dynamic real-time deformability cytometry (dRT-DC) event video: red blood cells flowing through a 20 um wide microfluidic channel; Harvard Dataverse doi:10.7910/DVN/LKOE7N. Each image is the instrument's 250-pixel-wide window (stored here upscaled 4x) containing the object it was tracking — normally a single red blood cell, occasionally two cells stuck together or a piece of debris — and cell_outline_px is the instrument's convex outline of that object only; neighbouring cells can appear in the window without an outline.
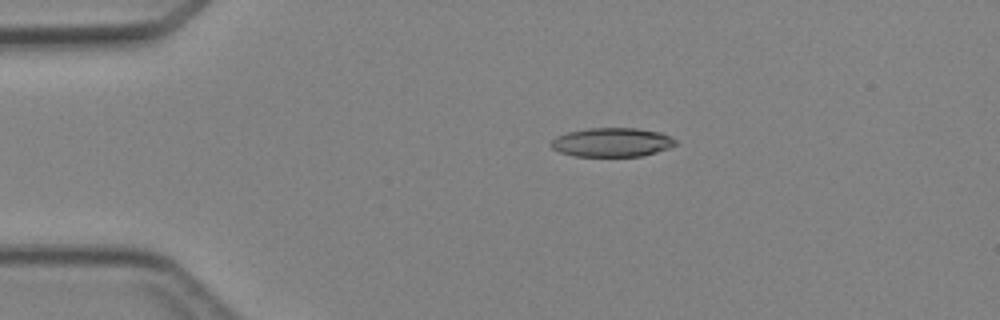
{"species": "Egyptian fruit bat (a non-hibernating species)", "species_latin": "Rousettus aegyptiacus", "temperature_condition": "cold", "stored_images_in_passage": 2, "camera_frame_rate_fps": 3000, "um_per_image_px": 0.085, "animal": {"sex": "female"}, "frame": {"image": 1, "passage_image": 1, "time_ms": 0.0, "image_size_px": [1000, 320], "cell_outline_px": [[676, 144], [668, 148], [656, 152], [640, 156], [572, 156], [560, 152], [552, 148], [552, 140], [556, 136], [568, 132], [588, 128], [636, 128], [660, 132], [676, 140]], "centroid_in_image_um": [52.0, 12.09], "position_along_channel_um": 33.0, "area_um2": 20.87}}